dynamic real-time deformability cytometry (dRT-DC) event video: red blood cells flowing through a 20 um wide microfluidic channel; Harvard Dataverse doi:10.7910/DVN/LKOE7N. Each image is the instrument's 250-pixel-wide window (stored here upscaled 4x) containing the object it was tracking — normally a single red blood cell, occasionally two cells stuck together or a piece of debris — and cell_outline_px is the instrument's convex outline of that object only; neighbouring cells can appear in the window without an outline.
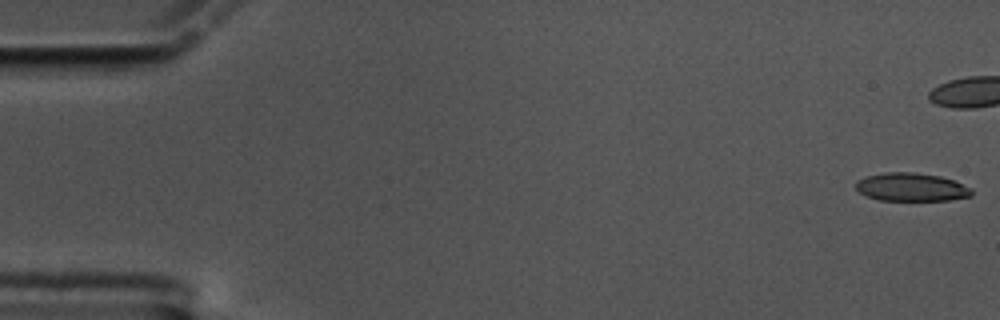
{"species": "common noctule bat (a hibernating species)", "species_latin": "Nyctalus noctula", "temperature_condition": "cold", "stored_images_in_passage": 25, "camera_frame_rate_fps": 3000, "um_per_image_px": 0.085, "animal": {"sex": "male", "body_mass_g": 17.5, "forearm_length_mm": 52.3}, "frame": {"image": 1, "passage_image": 1, "time_ms": 0.0, "image_size_px": [1000, 320], "cell_outline_px": [[972, 196], [948, 200], [880, 200], [868, 196], [860, 192], [856, 188], [856, 180], [868, 176], [888, 172], [916, 172], [940, 176], [952, 180], [972, 188]], "centroid_in_image_um": [77.48, 15.9], "position_along_channel_um": 7.5, "area_um2": 18.9}}